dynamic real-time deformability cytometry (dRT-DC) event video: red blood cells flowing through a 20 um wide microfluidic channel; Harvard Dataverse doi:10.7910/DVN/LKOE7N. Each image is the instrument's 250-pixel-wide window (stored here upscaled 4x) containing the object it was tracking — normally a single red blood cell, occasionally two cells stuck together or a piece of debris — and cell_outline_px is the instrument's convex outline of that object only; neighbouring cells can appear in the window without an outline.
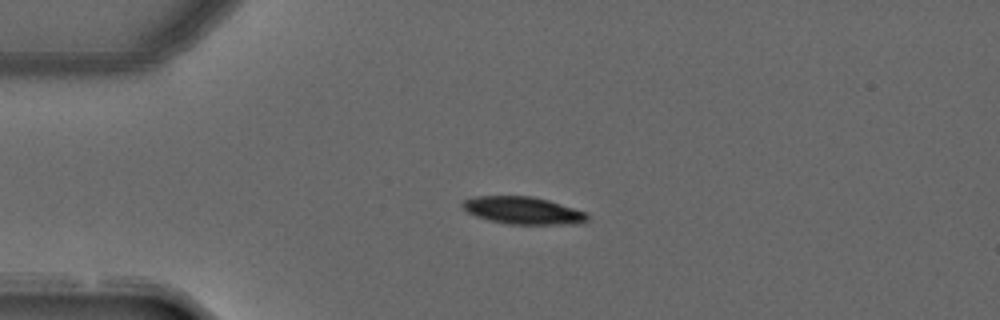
{"species": "common noctule bat (a hibernating species)", "species_latin": "Nyctalus noctula", "temperature_condition": "warm", "stored_images_in_passage": 2, "camera_frame_rate_fps": 3000, "um_per_image_px": 0.085, "animal": {"sex": "male", "forearm_length_mm": 52.5}, "frame": {"image": 1, "passage_image": 1, "time_ms": 0.0, "image_size_px": [1000, 320], "cell_outline_px": [[588, 220], [580, 224], [508, 224], [488, 220], [476, 216], [468, 212], [460, 204], [464, 200], [476, 196], [532, 196], [548, 200], [584, 212], [588, 216]], "centroid_in_image_um": [44.43, 17.89], "position_along_channel_um": 40.6, "area_um2": 19.77}}